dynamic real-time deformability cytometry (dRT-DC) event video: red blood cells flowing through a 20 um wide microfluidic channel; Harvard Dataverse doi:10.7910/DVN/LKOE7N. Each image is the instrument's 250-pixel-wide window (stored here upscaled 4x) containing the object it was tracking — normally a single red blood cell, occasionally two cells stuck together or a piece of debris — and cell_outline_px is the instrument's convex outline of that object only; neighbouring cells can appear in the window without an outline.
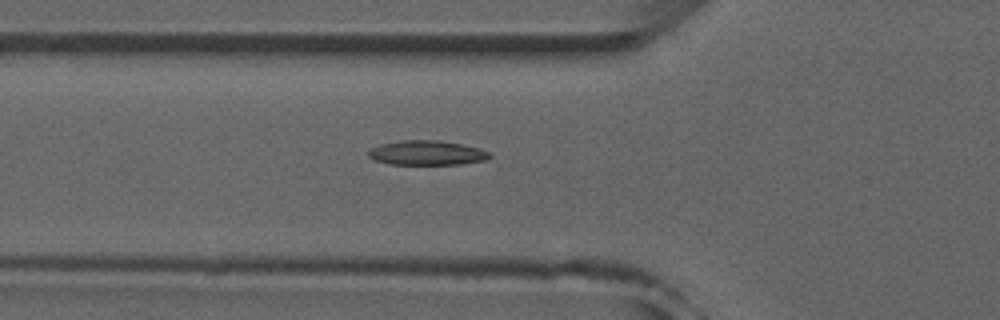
{"species": "common noctule bat (a hibernating species)", "species_latin": "Nyctalus noctula", "temperature_condition": "room temperature", "stored_images_in_passage": 34, "camera_frame_rate_fps": 3000, "um_per_image_px": 0.085, "animal": {"sex": "male", "forearm_length_mm": 52.5}, "frame": {"image": 1, "passage_image": 6, "time_ms": 1.667, "image_size_px": [1000, 320], "cell_outline_px": [[492, 156], [488, 160], [460, 164], [388, 164], [372, 160], [368, 156], [368, 152], [372, 148], [380, 144], [400, 140], [440, 140], [480, 148], [492, 152]], "centroid_in_image_um": [36.31, 12.99], "position_along_channel_um": 89.5, "area_um2": 17.57}}
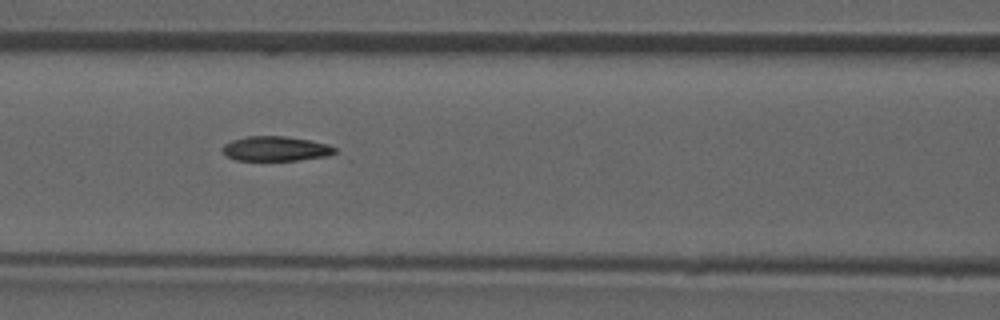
{"frame": {"image": 2, "passage_image": 10, "time_ms": 3.0, "image_size_px": [1000, 320], "cell_outline_px": [[352, 160], [236, 160], [228, 156], [220, 148], [224, 144], [232, 140], [248, 136], [284, 136], [308, 140], [328, 144], [336, 148]], "centroid_in_image_um": [23.84, 12.69], "position_along_channel_um": 142.8, "area_um2": 17.57}}